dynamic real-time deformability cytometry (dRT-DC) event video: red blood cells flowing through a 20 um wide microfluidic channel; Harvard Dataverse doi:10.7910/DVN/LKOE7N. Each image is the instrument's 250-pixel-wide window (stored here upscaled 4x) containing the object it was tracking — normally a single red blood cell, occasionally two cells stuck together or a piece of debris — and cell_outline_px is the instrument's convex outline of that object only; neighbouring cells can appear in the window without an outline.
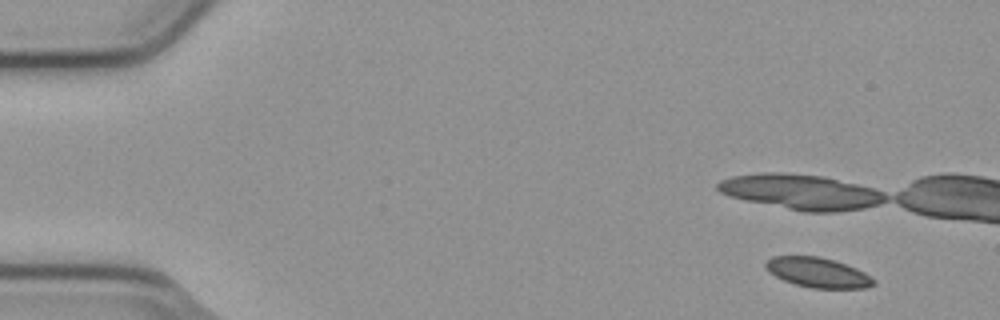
{"species": "common noctule bat (a hibernating species)", "species_latin": "Nyctalus noctula", "temperature_condition": "cold", "stored_images_in_passage": 4, "camera_frame_rate_fps": 3000, "um_per_image_px": 0.085, "animal": {"sex": "male", "body_mass_g": 23.1, "forearm_length_mm": 52.7}, "frame": {"image": 1, "passage_image": 1, "time_ms": 0.0, "image_size_px": [1000, 320], "cell_outline_px": [[876, 284], [864, 288], [812, 288], [796, 284], [784, 280], [768, 272], [764, 268], [764, 264], [772, 256], [820, 256], [856, 268], [864, 272], [876, 280]], "centroid_in_image_um": [69.5, 23.16], "position_along_channel_um": 15.5, "area_um2": 18.73}}